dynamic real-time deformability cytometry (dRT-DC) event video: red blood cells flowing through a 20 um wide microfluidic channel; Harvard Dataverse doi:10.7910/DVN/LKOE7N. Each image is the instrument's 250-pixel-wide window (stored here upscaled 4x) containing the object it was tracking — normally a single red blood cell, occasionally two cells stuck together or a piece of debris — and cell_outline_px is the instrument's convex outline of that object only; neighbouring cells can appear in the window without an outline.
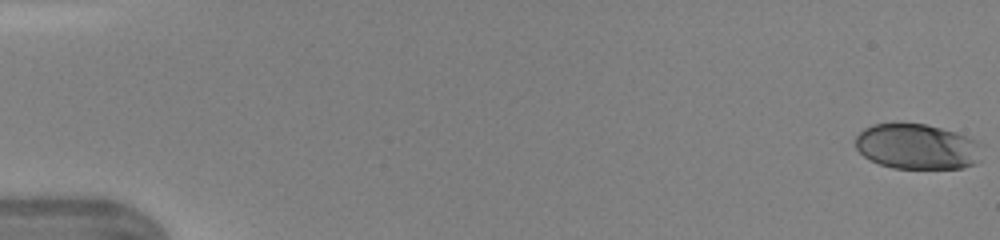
{"species": "human", "species_latin": "Homo sapiens", "temperature_condition": "warm", "stored_images_in_passage": 47, "camera_frame_rate_fps": 3000, "um_per_image_px": 0.085, "donor": {"sex": "female"}, "frame": {"image": 1, "passage_image": 1, "time_ms": 0.0, "image_size_px": [1000, 240], "cell_outline_px": [[980, 160], [964, 168], [892, 168], [880, 164], [864, 156], [856, 148], [856, 136], [864, 128], [872, 124], [892, 120], [896, 120], [924, 124], [956, 132], [976, 140], [980, 144]], "centroid_in_image_um": [77.91, 12.41], "position_along_channel_um": 7.1, "area_um2": 33.99}}
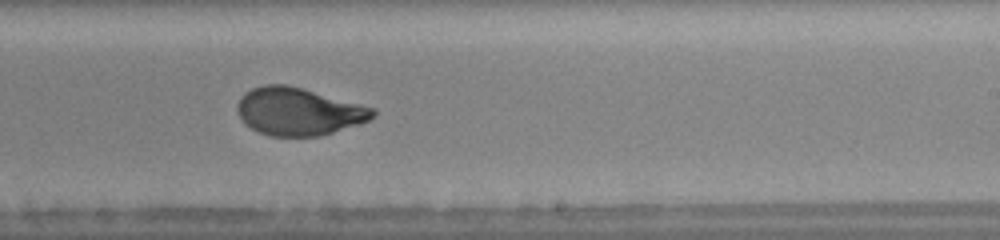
{"frame": {"image": 2, "passage_image": 30, "time_ms": 9.667, "image_size_px": [1000, 240], "cell_outline_px": [[376, 116], [368, 120], [320, 136], [272, 136], [260, 132], [244, 124], [236, 108], [236, 104], [240, 96], [244, 92], [252, 88], [264, 84], [284, 84], [300, 88], [376, 108]], "centroid_in_image_um": [25.34, 9.47], "position_along_channel_um": 263.7, "area_um2": 37.34}}
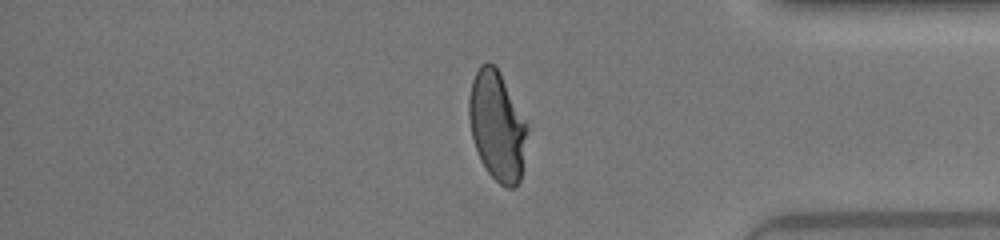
{"frame": {"image": 3, "passage_image": 40, "time_ms": 13.0, "image_size_px": [1000, 240], "cell_outline_px": [[528, 132], [520, 180], [512, 188], [508, 188], [500, 184], [488, 172], [480, 160], [472, 136], [468, 116], [468, 100], [472, 80], [480, 64], [492, 64], [500, 72], [528, 128]], "centroid_in_image_um": [42.24, 10.72], "position_along_channel_um": 393.0, "area_um2": 36.59}, "authors_computed_cell_mechanics": {"area_um2": 37.3388, "velocity_mm_per_s": 4.379, "shape_relaxation_time_tau1_ms": 3.7136, "shape_relaxation_time_tau2_ms": null, "deformation_change_tau1": 0.1944, "deformation_change_tau2": null}}